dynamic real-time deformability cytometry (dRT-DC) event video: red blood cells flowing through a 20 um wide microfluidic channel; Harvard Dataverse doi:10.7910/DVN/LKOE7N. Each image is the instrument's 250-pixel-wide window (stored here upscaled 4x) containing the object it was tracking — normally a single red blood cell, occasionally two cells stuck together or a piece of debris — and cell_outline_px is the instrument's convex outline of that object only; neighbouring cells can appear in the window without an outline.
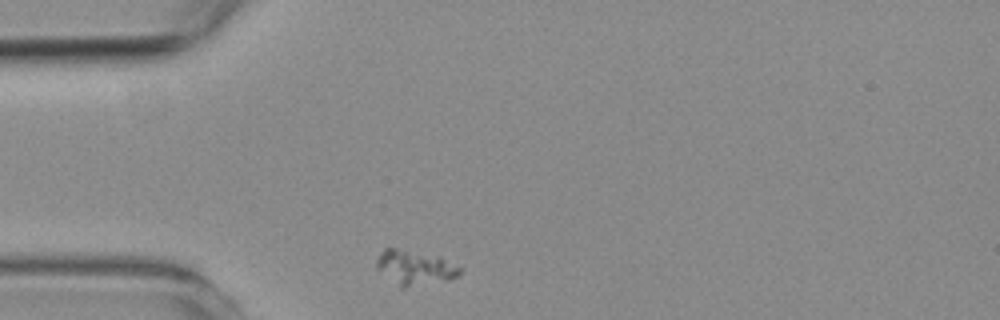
{"species": "common noctule bat (a hibernating species)", "species_latin": "Nyctalus noctula", "temperature_condition": "room temperature", "stored_images_in_passage": 34, "camera_frame_rate_fps": 3000, "um_per_image_px": 0.085, "animal": {"sex": "female", "body_mass_g": 19.3, "forearm_length_mm": 54.1}, "frame": {"image": 1, "passage_image": 1, "time_ms": 0.0, "image_size_px": [1000, 320], "cell_outline_px": [[464, 268], [460, 276], [448, 280], [404, 288], [400, 288], [376, 268], [376, 260], [380, 252], [384, 248], [396, 248], [440, 256]], "centroid_in_image_um": [35.3, 22.75], "position_along_channel_um": 49.7, "area_um2": 17.11}}
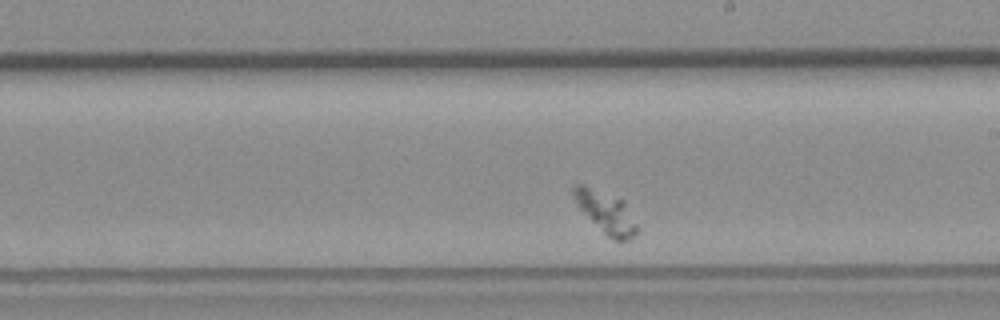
{"frame": {"image": 2, "passage_image": 20, "time_ms": 6.333, "image_size_px": [1000, 320], "cell_outline_px": [[640, 228], [628, 240], [616, 240], [608, 236], [576, 204], [572, 192], [572, 188], [576, 184], [584, 184], [624, 200]], "centroid_in_image_um": [51.53, 18.01], "position_along_channel_um": 237.5, "area_um2": 15.2}}
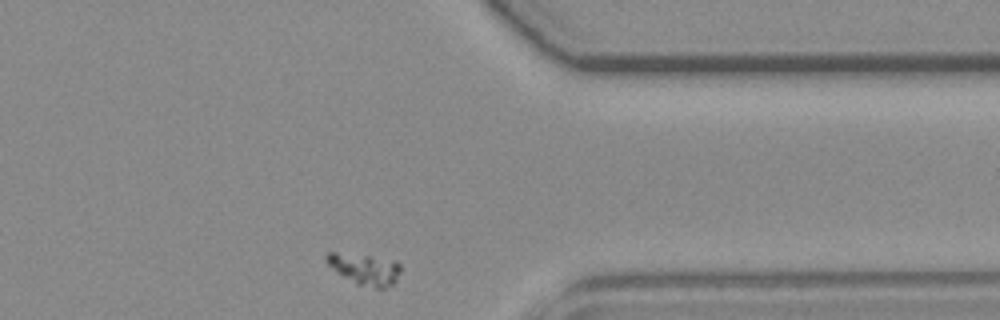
{"frame": {"image": 3, "passage_image": 34, "time_ms": 11.0, "image_size_px": [1000, 320], "cell_outline_px": [[400, 272], [396, 280], [392, 284], [384, 288], [376, 288], [356, 284], [332, 268], [324, 260], [324, 256], [328, 252], [336, 252], [368, 256], [396, 260], [400, 264]], "centroid_in_image_um": [31.0, 22.86], "position_along_channel_um": 380.4, "area_um2": 13.35}}